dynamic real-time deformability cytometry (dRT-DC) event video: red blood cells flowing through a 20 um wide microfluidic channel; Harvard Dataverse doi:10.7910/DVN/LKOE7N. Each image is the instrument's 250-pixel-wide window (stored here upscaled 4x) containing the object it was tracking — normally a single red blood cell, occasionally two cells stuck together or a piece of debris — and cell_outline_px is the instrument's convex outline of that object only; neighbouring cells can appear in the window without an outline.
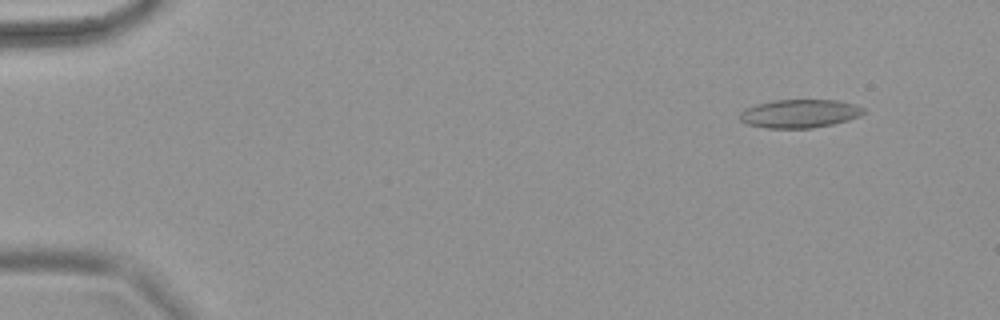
{"species": "common noctule bat (a hibernating species)", "species_latin": "Nyctalus noctula", "temperature_condition": "warm", "stored_images_in_passage": 61, "camera_frame_rate_fps": 3000, "um_per_image_px": 0.085, "animal": {"sex": "female", "body_mass_g": 18.4}, "frame": {"image": 1, "passage_image": 2, "time_ms": 0.333, "image_size_px": [1000, 320], "cell_outline_px": [[864, 112], [860, 116], [848, 120], [832, 124], [812, 128], [764, 128], [748, 124], [740, 120], [740, 112], [744, 108], [756, 104], [776, 100], [836, 100], [852, 104], [864, 108]], "centroid_in_image_um": [67.94, 9.66], "position_along_channel_um": 17.1, "area_um2": 20.4}}
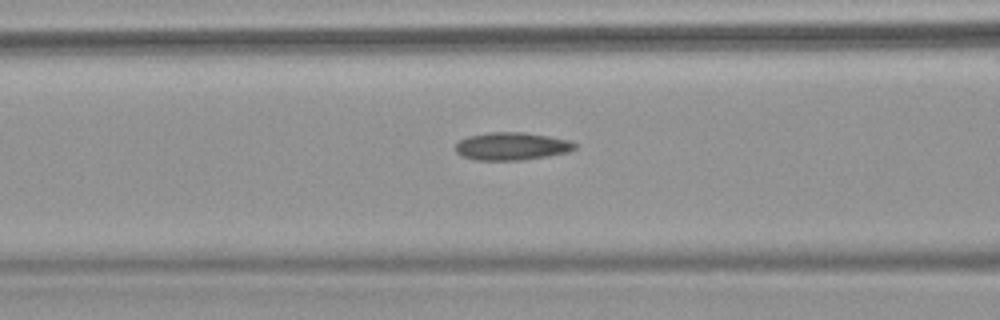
{"frame": {"image": 2, "passage_image": 24, "time_ms": 7.667, "image_size_px": [1000, 320], "cell_outline_px": [[576, 148], [568, 152], [548, 156], [524, 160], [476, 160], [464, 156], [456, 152], [456, 144], [460, 140], [468, 136], [492, 132], [524, 132], [548, 136], [568, 140], [576, 144]], "centroid_in_image_um": [43.51, 12.43], "position_along_channel_um": 123.1, "area_um2": 19.19}}
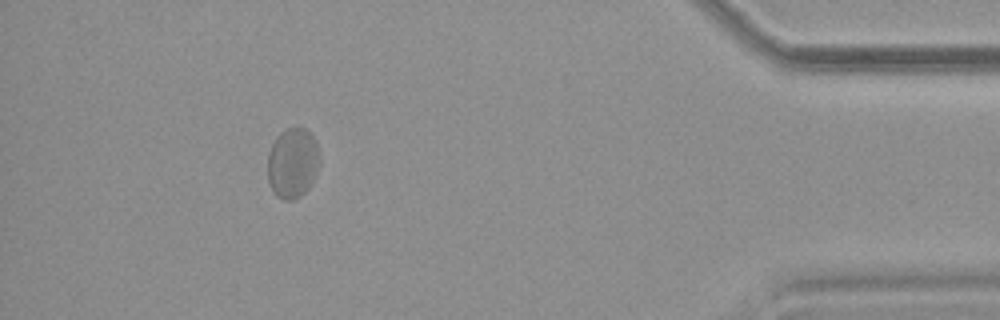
{"frame": {"image": 3, "passage_image": 56, "time_ms": 18.333, "image_size_px": [1000, 320], "cell_outline_px": [[320, 164], [316, 176], [308, 188], [300, 196], [292, 200], [284, 200], [276, 196], [268, 184], [268, 152], [276, 136], [280, 132], [288, 128], [304, 128], [316, 140], [320, 156]], "centroid_in_image_um": [24.88, 13.86], "position_along_channel_um": 410.3, "area_um2": 21.56}}